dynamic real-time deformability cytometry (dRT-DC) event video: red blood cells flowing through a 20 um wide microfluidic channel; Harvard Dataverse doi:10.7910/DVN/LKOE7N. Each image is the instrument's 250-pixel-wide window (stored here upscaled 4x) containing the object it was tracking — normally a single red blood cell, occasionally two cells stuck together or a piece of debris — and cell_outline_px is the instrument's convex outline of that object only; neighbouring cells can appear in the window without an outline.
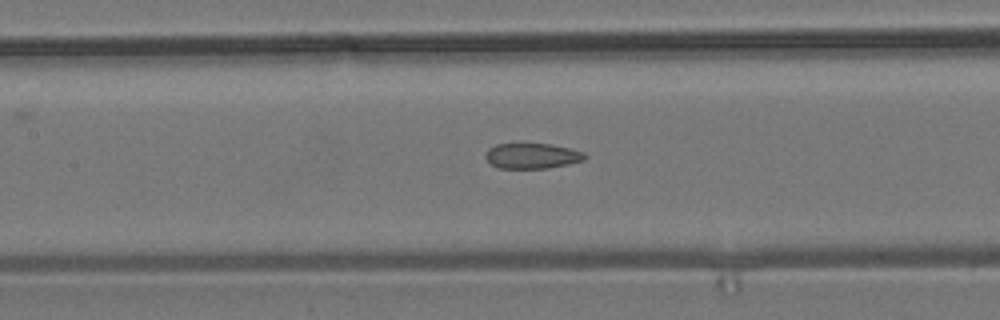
{"species": "common noctule bat (a hibernating species)", "species_latin": "Nyctalus noctula", "temperature_condition": "room temperature", "stored_images_in_passage": 8, "camera_frame_rate_fps": 3000, "um_per_image_px": 0.085, "animal": {"sex": "male", "body_mass_g": 19.2, "forearm_length_mm": 51.8}, "frame": {"image": 1, "passage_image": 6, "time_ms": 1.667, "image_size_px": [1000, 320], "cell_outline_px": [[588, 156], [584, 160], [568, 164], [548, 168], [500, 168], [492, 164], [484, 156], [488, 148], [496, 144], [516, 140], [520, 140], [552, 144], [584, 152]], "centroid_in_image_um": [45.19, 13.18], "position_along_channel_um": 162.2, "area_um2": 15.49}}
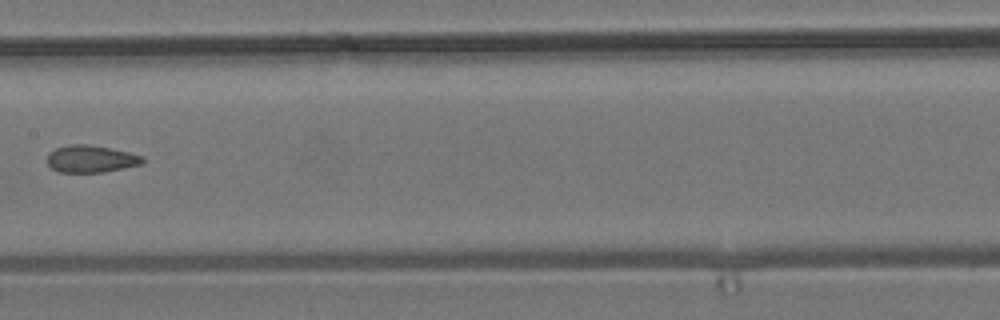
{"frame": {"image": 2, "passage_image": 7, "time_ms": 2.0, "image_size_px": [1000, 320], "cell_outline_px": [[144, 160], [140, 164], [104, 172], [60, 172], [52, 168], [48, 164], [48, 152], [56, 148], [68, 144], [88, 144], [128, 152], [144, 156]], "centroid_in_image_um": [7.7, 13.5], "position_along_channel_um": 199.7, "area_um2": 14.97}}
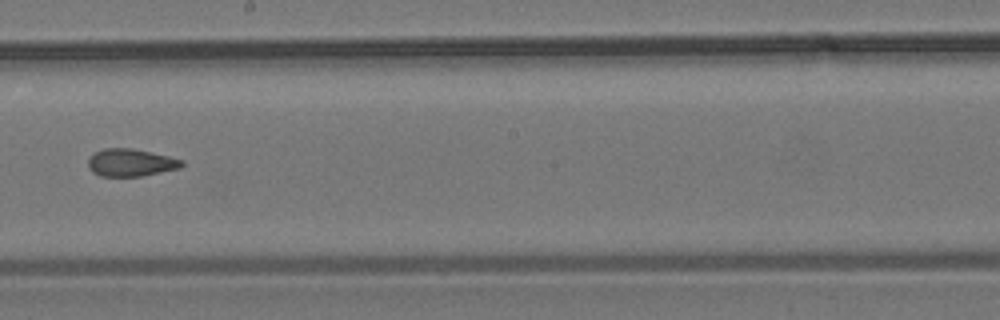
{"frame": {"image": 3, "passage_image": 8, "time_ms": 2.333, "image_size_px": [1000, 320], "cell_outline_px": [[184, 164], [180, 168], [140, 176], [100, 176], [92, 172], [88, 168], [88, 160], [96, 152], [104, 148], [132, 148], [168, 156], [184, 160]], "centroid_in_image_um": [11.11, 13.82], "position_along_channel_um": 237.1, "area_um2": 14.91}}